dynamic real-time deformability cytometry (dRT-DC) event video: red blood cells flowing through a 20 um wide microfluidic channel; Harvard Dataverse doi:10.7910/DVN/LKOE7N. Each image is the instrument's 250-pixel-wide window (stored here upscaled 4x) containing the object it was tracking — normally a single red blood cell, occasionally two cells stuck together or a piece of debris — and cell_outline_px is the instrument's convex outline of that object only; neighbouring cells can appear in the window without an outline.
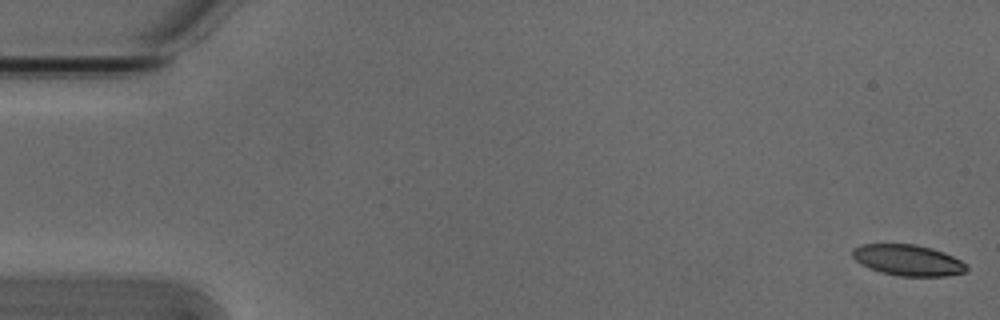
{"species": "Egyptian fruit bat (a non-hibernating species)", "species_latin": "Rousettus aegyptiacus", "temperature_condition": "cold", "stored_images_in_passage": 54, "camera_frame_rate_fps": 3000, "um_per_image_px": 0.085, "animal": {"sex": "male"}, "frame": {"image": 1, "passage_image": 1, "time_ms": 0.0, "image_size_px": [1000, 320], "cell_outline_px": [[968, 272], [948, 276], [900, 276], [880, 272], [868, 268], [860, 264], [852, 256], [852, 248], [860, 244], [916, 244], [932, 248], [944, 252], [960, 260], [968, 268]], "centroid_in_image_um": [77.16, 22.11], "position_along_channel_um": 7.8, "area_um2": 20.81}}
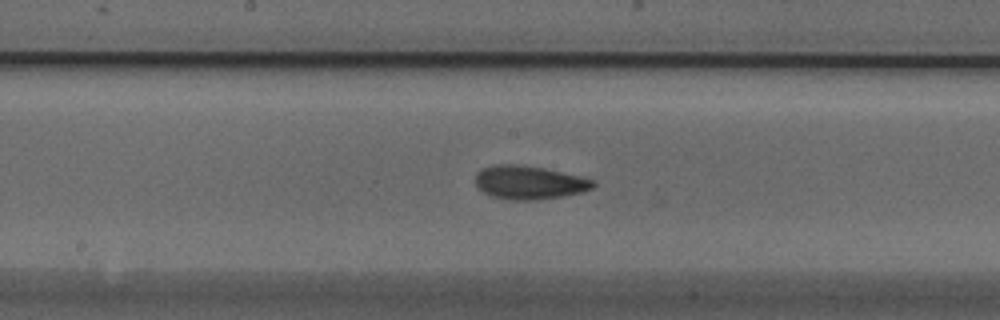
{"frame": {"image": 2, "passage_image": 28, "time_ms": 9.0, "image_size_px": [1000, 320], "cell_outline_px": [[596, 184], [592, 188], [584, 192], [564, 196], [536, 200], [512, 200], [492, 196], [484, 192], [476, 184], [476, 172], [480, 168], [492, 164], [520, 164], [544, 168], [580, 176], [596, 180]], "centroid_in_image_um": [45.0, 15.5], "position_along_channel_um": 203.2, "area_um2": 23.24}}
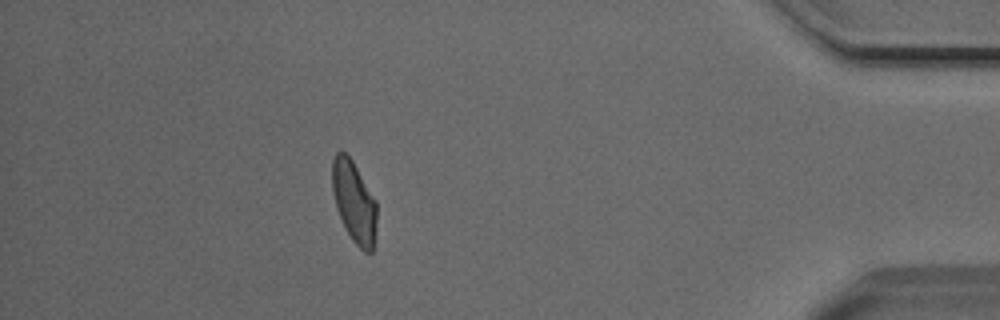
{"frame": {"image": 3, "passage_image": 48, "time_ms": 15.667, "image_size_px": [1000, 320], "cell_outline_px": [[376, 224], [372, 252], [364, 252], [352, 240], [336, 208], [332, 188], [332, 160], [336, 152], [340, 148], [352, 160], [376, 200]], "centroid_in_image_um": [30.08, 17.11], "position_along_channel_um": 405.1, "area_um2": 20.98}, "authors_computed_cell_mechanics": {"area_um2": 21.8484, "velocity_mm_per_s": 3.7948, "shape_relaxation_time_tau1_ms": 4.7791, "shape_relaxation_time_tau2_ms": 2.4255, "deformation_change_tau1": 0.1321, "deformation_change_tau2": 0.0798}}